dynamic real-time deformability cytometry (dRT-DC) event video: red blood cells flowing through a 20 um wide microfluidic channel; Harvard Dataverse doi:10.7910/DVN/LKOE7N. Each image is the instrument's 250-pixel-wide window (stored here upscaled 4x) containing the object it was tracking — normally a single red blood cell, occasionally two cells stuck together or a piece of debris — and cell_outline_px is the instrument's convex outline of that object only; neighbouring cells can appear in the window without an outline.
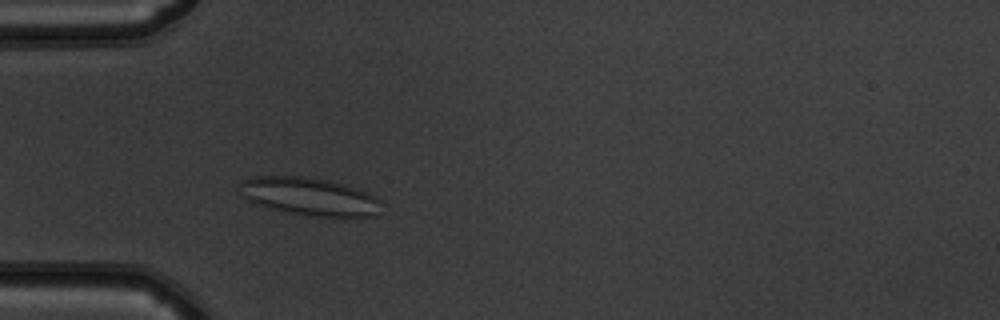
{"species": "common noctule bat (a hibernating species)", "species_latin": "Nyctalus noctula", "temperature_condition": "warm", "stored_images_in_passage": 47, "camera_frame_rate_fps": 3000, "um_per_image_px": 0.085, "animal": {"sex": "male", "body_mass_g": 19.5, "forearm_length_mm": 54.6}, "frame": {"image": 1, "passage_image": 11, "time_ms": 3.333, "image_size_px": [1000, 320], "cell_outline_px": [[380, 200], [376, 216], [316, 216], [288, 212], [256, 204], [248, 200], [236, 188], [244, 180], [252, 176], [304, 176], [328, 180], [344, 184], [356, 188], [376, 196]], "centroid_in_image_um": [26.26, 16.68], "position_along_channel_um": 58.7, "area_um2": 30.98}}
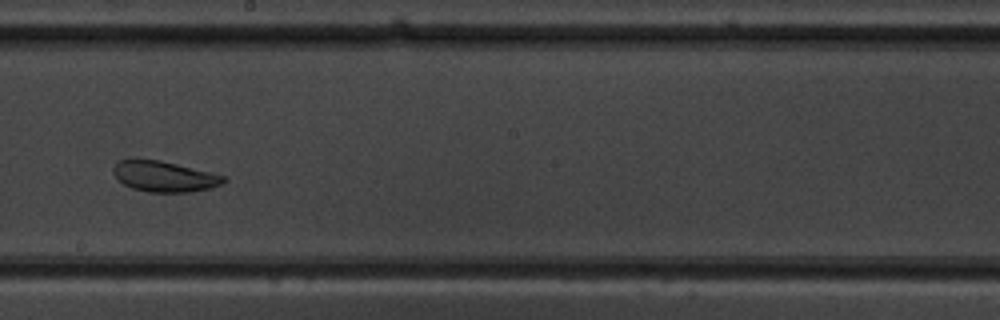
{"frame": {"image": 2, "passage_image": 25, "time_ms": 8.0, "image_size_px": [1000, 320], "cell_outline_px": [[228, 180], [212, 188], [192, 192], [148, 192], [132, 188], [124, 184], [112, 172], [112, 168], [116, 160], [128, 156], [132, 156], [160, 160], [224, 176]], "centroid_in_image_um": [13.86, 14.96], "position_along_channel_um": 234.3, "area_um2": 20.17}}
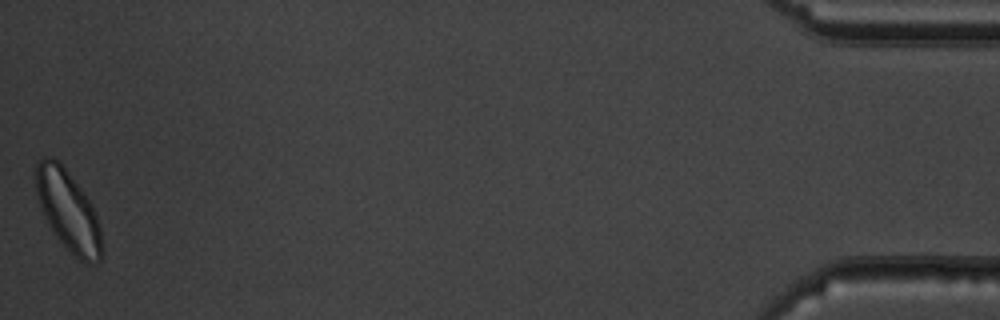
{"frame": {"image": 3, "passage_image": 47, "time_ms": 15.333, "image_size_px": [1000, 320], "cell_outline_px": [[104, 252], [100, 260], [96, 264], [88, 264], [80, 260], [60, 240], [44, 216], [40, 208], [36, 192], [36, 164], [44, 156], [52, 156], [60, 160], [88, 200], [96, 212], [100, 228]], "centroid_in_image_um": [5.81, 17.9], "position_along_channel_um": 429.4, "area_um2": 30.75}, "authors_computed_cell_mechanics": {"area_um2": 25.3164, "velocity_mm_per_s": 3.8839, "shape_relaxation_time_tau1_ms": 4.1633, "shape_relaxation_time_tau2_ms": 2.431, "deformation_change_tau1": 0.0914, "deformation_change_tau2": 0.0744}}